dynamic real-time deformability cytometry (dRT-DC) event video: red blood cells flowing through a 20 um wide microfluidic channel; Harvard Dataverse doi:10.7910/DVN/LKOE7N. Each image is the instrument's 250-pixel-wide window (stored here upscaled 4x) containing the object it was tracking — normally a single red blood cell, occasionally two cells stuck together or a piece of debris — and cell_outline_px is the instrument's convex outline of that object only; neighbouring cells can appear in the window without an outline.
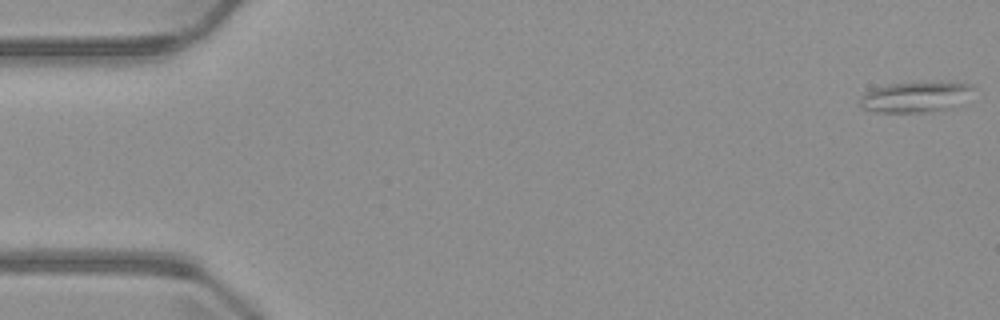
{"species": "common noctule bat (a hibernating species)", "species_latin": "Nyctalus noctula", "temperature_condition": "warm", "stored_images_in_passage": 5, "camera_frame_rate_fps": 3000, "um_per_image_px": 0.085, "animal": {"sex": "male", "body_mass_g": 23.1, "forearm_length_mm": 52.7}, "frame": {"image": 1, "passage_image": 1, "time_ms": 0.0, "image_size_px": [1000, 320], "cell_outline_px": [[972, 88], [960, 104], [956, 108], [932, 112], [876, 112], [860, 108], [860, 96], [864, 92], [872, 88], [888, 84], [940, 80], [972, 84]], "centroid_in_image_um": [77.8, 8.22], "position_along_channel_um": 7.2, "area_um2": 20.87}}